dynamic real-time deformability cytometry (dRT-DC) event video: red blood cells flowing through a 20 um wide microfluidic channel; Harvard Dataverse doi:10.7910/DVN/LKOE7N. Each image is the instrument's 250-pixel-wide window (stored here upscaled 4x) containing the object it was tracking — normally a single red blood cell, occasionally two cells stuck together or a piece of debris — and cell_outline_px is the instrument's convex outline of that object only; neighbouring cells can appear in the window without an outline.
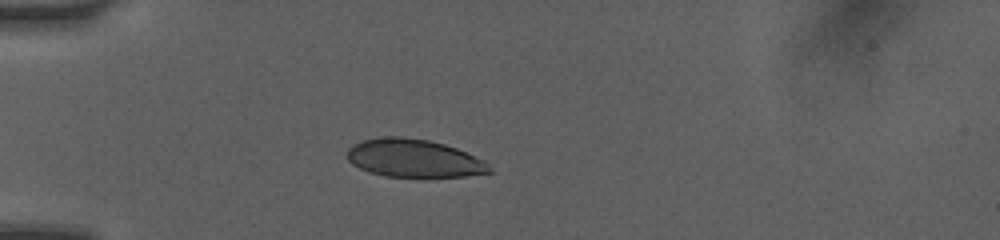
{"species": "human", "species_latin": "Homo sapiens", "temperature_condition": "room temperature", "stored_images_in_passage": 51, "camera_frame_rate_fps": 3000, "um_per_image_px": 0.085, "donor": {"sex": "female"}, "frame": {"image": 1, "passage_image": 1, "time_ms": 0.0, "image_size_px": [1000, 240], "cell_outline_px": [[492, 172], [464, 176], [384, 176], [368, 172], [352, 164], [348, 160], [348, 148], [364, 140], [384, 136], [400, 136], [428, 140], [444, 144], [456, 148], [484, 160], [492, 168]], "centroid_in_image_um": [35.18, 13.45], "position_along_channel_um": 49.8, "area_um2": 31.21}}
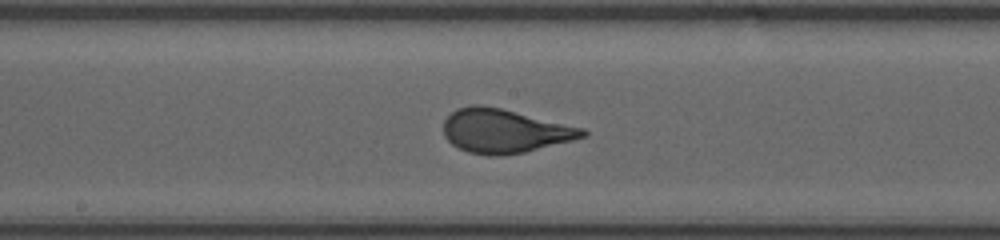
{"frame": {"image": 2, "passage_image": 17, "time_ms": 4.333, "image_size_px": [1000, 240], "cell_outline_px": [[588, 136], [524, 152], [500, 156], [488, 156], [468, 152], [452, 144], [444, 136], [444, 120], [456, 108], [472, 104], [480, 104], [500, 108], [584, 128], [588, 132]], "centroid_in_image_um": [42.87, 11.13], "position_along_channel_um": 205.3, "area_um2": 35.43}}
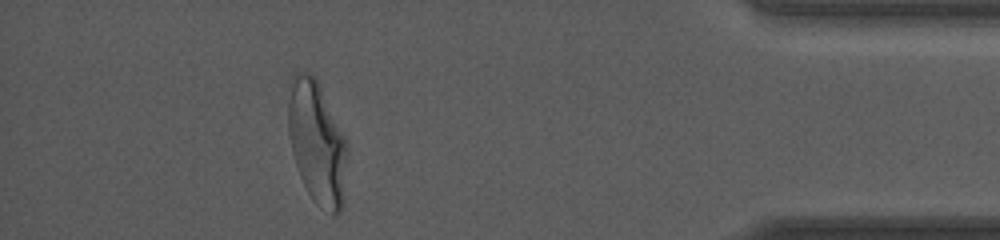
{"frame": {"image": 3, "passage_image": 43, "time_ms": 10.333, "image_size_px": [1000, 240], "cell_outline_px": [[344, 208], [336, 216], [316, 204], [312, 200], [300, 176], [292, 152], [288, 128], [288, 100], [292, 76], [296, 72], [308, 72], [316, 76], [344, 140]], "centroid_in_image_um": [26.89, 12.13], "position_along_channel_um": 408.3, "area_um2": 41.21}, "authors_computed_cell_mechanics": {"area_um2": 35.4314, "velocity_mm_per_s": 4.1045, "shape_relaxation_time_tau1_ms": 4.2303, "shape_relaxation_time_tau2_ms": null, "deformation_change_tau1": 0.1915, "deformation_change_tau2": null}}